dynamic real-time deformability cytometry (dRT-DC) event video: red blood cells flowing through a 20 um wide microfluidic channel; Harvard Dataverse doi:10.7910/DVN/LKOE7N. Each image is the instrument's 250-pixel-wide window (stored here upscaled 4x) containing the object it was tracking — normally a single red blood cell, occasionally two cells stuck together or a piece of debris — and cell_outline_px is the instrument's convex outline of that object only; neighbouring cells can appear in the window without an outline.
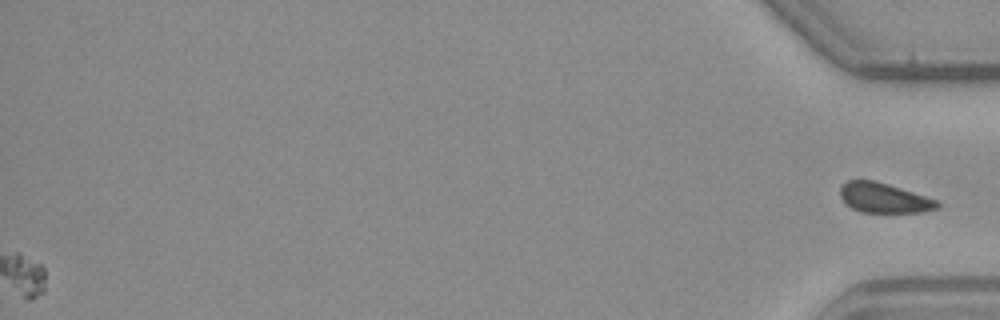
{"species": "common noctule bat (a hibernating species)", "species_latin": "Nyctalus noctula", "temperature_condition": "warm", "stored_images_in_passage": 40, "segment_of_instrument_passage": [2, 2], "camera_frame_rate_fps": 3000, "um_per_image_px": 0.085, "animal": {"sex": "male", "body_mass_g": 23.1, "forearm_length_mm": 52.7}, "frame": {"image": 1, "passage_image": 40, "time_ms": 13.0, "image_size_px": [1000, 320], "cell_outline_px": [[940, 208], [924, 212], [860, 212], [852, 208], [840, 196], [840, 188], [848, 180], [872, 180], [888, 184], [940, 200]], "centroid_in_image_um": [75.2, 16.83], "position_along_channel_um": 360.0, "area_um2": 16.94}}